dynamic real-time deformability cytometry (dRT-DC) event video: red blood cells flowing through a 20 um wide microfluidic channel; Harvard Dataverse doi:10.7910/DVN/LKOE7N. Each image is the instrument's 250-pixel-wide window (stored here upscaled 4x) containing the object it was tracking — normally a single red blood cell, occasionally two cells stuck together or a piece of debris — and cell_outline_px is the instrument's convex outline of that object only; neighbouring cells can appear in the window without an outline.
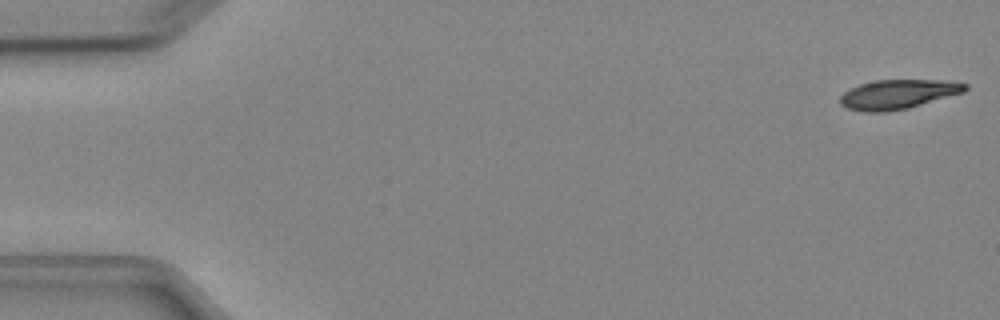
{"species": "Egyptian fruit bat (a non-hibernating species)", "species_latin": "Rousettus aegyptiacus", "temperature_condition": "cold", "stored_images_in_passage": 6, "camera_frame_rate_fps": 3000, "um_per_image_px": 0.085, "animal": {"sex": "female"}, "frame": {"image": 1, "passage_image": 1, "time_ms": 0.0, "image_size_px": [1000, 320], "cell_outline_px": [[968, 88], [964, 92], [908, 108], [888, 112], [864, 112], [848, 108], [840, 104], [840, 96], [844, 92], [860, 84], [876, 80], [944, 80], [968, 84]], "centroid_in_image_um": [76.33, 8.01], "position_along_channel_um": 8.7, "area_um2": 21.33}}